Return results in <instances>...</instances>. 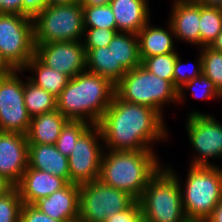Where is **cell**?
I'll return each mask as SVG.
<instances>
[{
    "label": "cell",
    "instance_id": "ee69618b",
    "mask_svg": "<svg viewBox=\"0 0 222 222\" xmlns=\"http://www.w3.org/2000/svg\"><path fill=\"white\" fill-rule=\"evenodd\" d=\"M202 5L205 6H213V7H221L222 8V0H196Z\"/></svg>",
    "mask_w": 222,
    "mask_h": 222
},
{
    "label": "cell",
    "instance_id": "d590c367",
    "mask_svg": "<svg viewBox=\"0 0 222 222\" xmlns=\"http://www.w3.org/2000/svg\"><path fill=\"white\" fill-rule=\"evenodd\" d=\"M105 222H145L142 217L141 207L136 200L128 209L108 217Z\"/></svg>",
    "mask_w": 222,
    "mask_h": 222
},
{
    "label": "cell",
    "instance_id": "74e56055",
    "mask_svg": "<svg viewBox=\"0 0 222 222\" xmlns=\"http://www.w3.org/2000/svg\"><path fill=\"white\" fill-rule=\"evenodd\" d=\"M23 0H0V14L22 15Z\"/></svg>",
    "mask_w": 222,
    "mask_h": 222
},
{
    "label": "cell",
    "instance_id": "ac0fdd59",
    "mask_svg": "<svg viewBox=\"0 0 222 222\" xmlns=\"http://www.w3.org/2000/svg\"><path fill=\"white\" fill-rule=\"evenodd\" d=\"M149 0H112L116 30L137 34L150 21Z\"/></svg>",
    "mask_w": 222,
    "mask_h": 222
},
{
    "label": "cell",
    "instance_id": "ab89813d",
    "mask_svg": "<svg viewBox=\"0 0 222 222\" xmlns=\"http://www.w3.org/2000/svg\"><path fill=\"white\" fill-rule=\"evenodd\" d=\"M14 188L15 185L12 182H10L6 177L0 175V197L5 196Z\"/></svg>",
    "mask_w": 222,
    "mask_h": 222
},
{
    "label": "cell",
    "instance_id": "83f0119b",
    "mask_svg": "<svg viewBox=\"0 0 222 222\" xmlns=\"http://www.w3.org/2000/svg\"><path fill=\"white\" fill-rule=\"evenodd\" d=\"M171 52L152 57H141V66L150 73L170 81L174 85V65L179 54Z\"/></svg>",
    "mask_w": 222,
    "mask_h": 222
},
{
    "label": "cell",
    "instance_id": "f6af8a7d",
    "mask_svg": "<svg viewBox=\"0 0 222 222\" xmlns=\"http://www.w3.org/2000/svg\"><path fill=\"white\" fill-rule=\"evenodd\" d=\"M73 2V0H50V5L69 4Z\"/></svg>",
    "mask_w": 222,
    "mask_h": 222
},
{
    "label": "cell",
    "instance_id": "f1b7e54d",
    "mask_svg": "<svg viewBox=\"0 0 222 222\" xmlns=\"http://www.w3.org/2000/svg\"><path fill=\"white\" fill-rule=\"evenodd\" d=\"M91 126L86 121L68 120L63 126L60 136L56 141L58 151L69 157L79 137Z\"/></svg>",
    "mask_w": 222,
    "mask_h": 222
},
{
    "label": "cell",
    "instance_id": "9a60e30c",
    "mask_svg": "<svg viewBox=\"0 0 222 222\" xmlns=\"http://www.w3.org/2000/svg\"><path fill=\"white\" fill-rule=\"evenodd\" d=\"M176 40L200 47V3L196 0H174L168 20Z\"/></svg>",
    "mask_w": 222,
    "mask_h": 222
},
{
    "label": "cell",
    "instance_id": "d4e9b609",
    "mask_svg": "<svg viewBox=\"0 0 222 222\" xmlns=\"http://www.w3.org/2000/svg\"><path fill=\"white\" fill-rule=\"evenodd\" d=\"M25 78L24 103L30 117L57 110V98Z\"/></svg>",
    "mask_w": 222,
    "mask_h": 222
},
{
    "label": "cell",
    "instance_id": "d6a6232c",
    "mask_svg": "<svg viewBox=\"0 0 222 222\" xmlns=\"http://www.w3.org/2000/svg\"><path fill=\"white\" fill-rule=\"evenodd\" d=\"M118 31L106 28H84L82 39L83 47L87 53L92 48L106 47Z\"/></svg>",
    "mask_w": 222,
    "mask_h": 222
},
{
    "label": "cell",
    "instance_id": "4fadbf2b",
    "mask_svg": "<svg viewBox=\"0 0 222 222\" xmlns=\"http://www.w3.org/2000/svg\"><path fill=\"white\" fill-rule=\"evenodd\" d=\"M35 56L47 67L70 78L86 70V52L82 41L35 44Z\"/></svg>",
    "mask_w": 222,
    "mask_h": 222
},
{
    "label": "cell",
    "instance_id": "5b68a950",
    "mask_svg": "<svg viewBox=\"0 0 222 222\" xmlns=\"http://www.w3.org/2000/svg\"><path fill=\"white\" fill-rule=\"evenodd\" d=\"M145 222H185L178 178L166 167L150 179L138 199Z\"/></svg>",
    "mask_w": 222,
    "mask_h": 222
},
{
    "label": "cell",
    "instance_id": "f35d334b",
    "mask_svg": "<svg viewBox=\"0 0 222 222\" xmlns=\"http://www.w3.org/2000/svg\"><path fill=\"white\" fill-rule=\"evenodd\" d=\"M206 222H222V200L214 207Z\"/></svg>",
    "mask_w": 222,
    "mask_h": 222
},
{
    "label": "cell",
    "instance_id": "52a82bcc",
    "mask_svg": "<svg viewBox=\"0 0 222 222\" xmlns=\"http://www.w3.org/2000/svg\"><path fill=\"white\" fill-rule=\"evenodd\" d=\"M35 44L58 41H82L84 35L81 2L49 5L34 18Z\"/></svg>",
    "mask_w": 222,
    "mask_h": 222
},
{
    "label": "cell",
    "instance_id": "603a6c76",
    "mask_svg": "<svg viewBox=\"0 0 222 222\" xmlns=\"http://www.w3.org/2000/svg\"><path fill=\"white\" fill-rule=\"evenodd\" d=\"M32 71L35 76L27 77L32 83L43 88L54 97H58L70 77L44 65L35 55L26 63L22 71Z\"/></svg>",
    "mask_w": 222,
    "mask_h": 222
},
{
    "label": "cell",
    "instance_id": "277c9868",
    "mask_svg": "<svg viewBox=\"0 0 222 222\" xmlns=\"http://www.w3.org/2000/svg\"><path fill=\"white\" fill-rule=\"evenodd\" d=\"M167 168L178 178L187 220L205 221L222 200V167L190 165L183 184L175 170Z\"/></svg>",
    "mask_w": 222,
    "mask_h": 222
},
{
    "label": "cell",
    "instance_id": "7a4b0ae2",
    "mask_svg": "<svg viewBox=\"0 0 222 222\" xmlns=\"http://www.w3.org/2000/svg\"><path fill=\"white\" fill-rule=\"evenodd\" d=\"M115 93V84L111 80L85 70L69 79L57 97V110L68 120L96 125Z\"/></svg>",
    "mask_w": 222,
    "mask_h": 222
},
{
    "label": "cell",
    "instance_id": "8fae6325",
    "mask_svg": "<svg viewBox=\"0 0 222 222\" xmlns=\"http://www.w3.org/2000/svg\"><path fill=\"white\" fill-rule=\"evenodd\" d=\"M186 131L191 146L197 152L191 166H218L209 159H222V125L211 114H203L195 109L189 113Z\"/></svg>",
    "mask_w": 222,
    "mask_h": 222
},
{
    "label": "cell",
    "instance_id": "5bb4252c",
    "mask_svg": "<svg viewBox=\"0 0 222 222\" xmlns=\"http://www.w3.org/2000/svg\"><path fill=\"white\" fill-rule=\"evenodd\" d=\"M28 145L26 135L0 131V175L15 186L28 167Z\"/></svg>",
    "mask_w": 222,
    "mask_h": 222
},
{
    "label": "cell",
    "instance_id": "3957f363",
    "mask_svg": "<svg viewBox=\"0 0 222 222\" xmlns=\"http://www.w3.org/2000/svg\"><path fill=\"white\" fill-rule=\"evenodd\" d=\"M154 151L105 150L99 180L107 186L126 191L138 200L150 179L163 166Z\"/></svg>",
    "mask_w": 222,
    "mask_h": 222
},
{
    "label": "cell",
    "instance_id": "1f68e13d",
    "mask_svg": "<svg viewBox=\"0 0 222 222\" xmlns=\"http://www.w3.org/2000/svg\"><path fill=\"white\" fill-rule=\"evenodd\" d=\"M22 205V199L16 187L0 197V222H19Z\"/></svg>",
    "mask_w": 222,
    "mask_h": 222
},
{
    "label": "cell",
    "instance_id": "ffe728a7",
    "mask_svg": "<svg viewBox=\"0 0 222 222\" xmlns=\"http://www.w3.org/2000/svg\"><path fill=\"white\" fill-rule=\"evenodd\" d=\"M150 22L137 33L140 57L176 52L174 45L176 38L170 22L166 28L153 26Z\"/></svg>",
    "mask_w": 222,
    "mask_h": 222
},
{
    "label": "cell",
    "instance_id": "bcb514c9",
    "mask_svg": "<svg viewBox=\"0 0 222 222\" xmlns=\"http://www.w3.org/2000/svg\"><path fill=\"white\" fill-rule=\"evenodd\" d=\"M185 222H206L204 220H186Z\"/></svg>",
    "mask_w": 222,
    "mask_h": 222
},
{
    "label": "cell",
    "instance_id": "7dc6e473",
    "mask_svg": "<svg viewBox=\"0 0 222 222\" xmlns=\"http://www.w3.org/2000/svg\"><path fill=\"white\" fill-rule=\"evenodd\" d=\"M74 2H82L83 0H73Z\"/></svg>",
    "mask_w": 222,
    "mask_h": 222
},
{
    "label": "cell",
    "instance_id": "836d02e7",
    "mask_svg": "<svg viewBox=\"0 0 222 222\" xmlns=\"http://www.w3.org/2000/svg\"><path fill=\"white\" fill-rule=\"evenodd\" d=\"M196 64L189 65L192 66V68L183 64L182 59L178 55L175 65H174V86L178 89L181 87L184 83L189 82L190 80L200 76L202 74V56L201 52H199L197 57ZM188 68V69H187Z\"/></svg>",
    "mask_w": 222,
    "mask_h": 222
},
{
    "label": "cell",
    "instance_id": "9c48e42d",
    "mask_svg": "<svg viewBox=\"0 0 222 222\" xmlns=\"http://www.w3.org/2000/svg\"><path fill=\"white\" fill-rule=\"evenodd\" d=\"M136 199L129 193L103 184L99 179L80 185L78 222H105L128 209Z\"/></svg>",
    "mask_w": 222,
    "mask_h": 222
},
{
    "label": "cell",
    "instance_id": "7402d4cb",
    "mask_svg": "<svg viewBox=\"0 0 222 222\" xmlns=\"http://www.w3.org/2000/svg\"><path fill=\"white\" fill-rule=\"evenodd\" d=\"M114 55V66L124 75L141 65L137 34L117 32L108 44Z\"/></svg>",
    "mask_w": 222,
    "mask_h": 222
},
{
    "label": "cell",
    "instance_id": "b9f144b4",
    "mask_svg": "<svg viewBox=\"0 0 222 222\" xmlns=\"http://www.w3.org/2000/svg\"><path fill=\"white\" fill-rule=\"evenodd\" d=\"M210 47L222 53V30L217 35V38L211 43Z\"/></svg>",
    "mask_w": 222,
    "mask_h": 222
},
{
    "label": "cell",
    "instance_id": "30bf717a",
    "mask_svg": "<svg viewBox=\"0 0 222 222\" xmlns=\"http://www.w3.org/2000/svg\"><path fill=\"white\" fill-rule=\"evenodd\" d=\"M103 148L105 146L99 126L91 125L79 137L68 157L70 183L82 185L99 179Z\"/></svg>",
    "mask_w": 222,
    "mask_h": 222
},
{
    "label": "cell",
    "instance_id": "44dd1931",
    "mask_svg": "<svg viewBox=\"0 0 222 222\" xmlns=\"http://www.w3.org/2000/svg\"><path fill=\"white\" fill-rule=\"evenodd\" d=\"M67 121L58 110L32 117L26 134L28 144H56Z\"/></svg>",
    "mask_w": 222,
    "mask_h": 222
},
{
    "label": "cell",
    "instance_id": "4dcf8cb0",
    "mask_svg": "<svg viewBox=\"0 0 222 222\" xmlns=\"http://www.w3.org/2000/svg\"><path fill=\"white\" fill-rule=\"evenodd\" d=\"M82 7L84 28L116 29L114 14L109 4Z\"/></svg>",
    "mask_w": 222,
    "mask_h": 222
},
{
    "label": "cell",
    "instance_id": "7c38bea8",
    "mask_svg": "<svg viewBox=\"0 0 222 222\" xmlns=\"http://www.w3.org/2000/svg\"><path fill=\"white\" fill-rule=\"evenodd\" d=\"M22 70H13L0 76V131L26 135L31 117L24 103Z\"/></svg>",
    "mask_w": 222,
    "mask_h": 222
},
{
    "label": "cell",
    "instance_id": "cb8c5ba5",
    "mask_svg": "<svg viewBox=\"0 0 222 222\" xmlns=\"http://www.w3.org/2000/svg\"><path fill=\"white\" fill-rule=\"evenodd\" d=\"M86 70L106 77L115 85L123 78V74L114 66L112 48H92L86 53Z\"/></svg>",
    "mask_w": 222,
    "mask_h": 222
},
{
    "label": "cell",
    "instance_id": "d6986e66",
    "mask_svg": "<svg viewBox=\"0 0 222 222\" xmlns=\"http://www.w3.org/2000/svg\"><path fill=\"white\" fill-rule=\"evenodd\" d=\"M28 166L64 178L69 183L68 157L62 155L55 144H29Z\"/></svg>",
    "mask_w": 222,
    "mask_h": 222
},
{
    "label": "cell",
    "instance_id": "6da1fadb",
    "mask_svg": "<svg viewBox=\"0 0 222 222\" xmlns=\"http://www.w3.org/2000/svg\"><path fill=\"white\" fill-rule=\"evenodd\" d=\"M164 116L157 110L121 100L116 94L98 122L105 150H154L168 137Z\"/></svg>",
    "mask_w": 222,
    "mask_h": 222
},
{
    "label": "cell",
    "instance_id": "e575fe53",
    "mask_svg": "<svg viewBox=\"0 0 222 222\" xmlns=\"http://www.w3.org/2000/svg\"><path fill=\"white\" fill-rule=\"evenodd\" d=\"M19 222H66L53 219L41 212L33 204H23L20 210Z\"/></svg>",
    "mask_w": 222,
    "mask_h": 222
},
{
    "label": "cell",
    "instance_id": "ba28073f",
    "mask_svg": "<svg viewBox=\"0 0 222 222\" xmlns=\"http://www.w3.org/2000/svg\"><path fill=\"white\" fill-rule=\"evenodd\" d=\"M0 54L13 70H23L35 55L33 18L0 14Z\"/></svg>",
    "mask_w": 222,
    "mask_h": 222
},
{
    "label": "cell",
    "instance_id": "e0dca14e",
    "mask_svg": "<svg viewBox=\"0 0 222 222\" xmlns=\"http://www.w3.org/2000/svg\"><path fill=\"white\" fill-rule=\"evenodd\" d=\"M67 184L64 178L28 166L15 187L19 191L23 204H34L39 199L64 188Z\"/></svg>",
    "mask_w": 222,
    "mask_h": 222
},
{
    "label": "cell",
    "instance_id": "f546056e",
    "mask_svg": "<svg viewBox=\"0 0 222 222\" xmlns=\"http://www.w3.org/2000/svg\"><path fill=\"white\" fill-rule=\"evenodd\" d=\"M202 56V74L214 82L222 94V53L210 46L199 49Z\"/></svg>",
    "mask_w": 222,
    "mask_h": 222
},
{
    "label": "cell",
    "instance_id": "60d3db41",
    "mask_svg": "<svg viewBox=\"0 0 222 222\" xmlns=\"http://www.w3.org/2000/svg\"><path fill=\"white\" fill-rule=\"evenodd\" d=\"M112 0H83L82 6H102L110 4Z\"/></svg>",
    "mask_w": 222,
    "mask_h": 222
},
{
    "label": "cell",
    "instance_id": "2e32d148",
    "mask_svg": "<svg viewBox=\"0 0 222 222\" xmlns=\"http://www.w3.org/2000/svg\"><path fill=\"white\" fill-rule=\"evenodd\" d=\"M80 185L68 183L64 188L39 199L33 205L49 217L66 222H78Z\"/></svg>",
    "mask_w": 222,
    "mask_h": 222
},
{
    "label": "cell",
    "instance_id": "8d00e7d4",
    "mask_svg": "<svg viewBox=\"0 0 222 222\" xmlns=\"http://www.w3.org/2000/svg\"><path fill=\"white\" fill-rule=\"evenodd\" d=\"M50 5V0H23L22 16L34 18L42 9Z\"/></svg>",
    "mask_w": 222,
    "mask_h": 222
},
{
    "label": "cell",
    "instance_id": "8992f818",
    "mask_svg": "<svg viewBox=\"0 0 222 222\" xmlns=\"http://www.w3.org/2000/svg\"><path fill=\"white\" fill-rule=\"evenodd\" d=\"M115 92L121 100L148 106L162 116L165 104L176 103L178 96L177 88L170 81L150 73L141 65L124 74L115 85Z\"/></svg>",
    "mask_w": 222,
    "mask_h": 222
},
{
    "label": "cell",
    "instance_id": "4316f807",
    "mask_svg": "<svg viewBox=\"0 0 222 222\" xmlns=\"http://www.w3.org/2000/svg\"><path fill=\"white\" fill-rule=\"evenodd\" d=\"M177 103L180 104L182 101L186 100L185 90L192 91L193 98L199 99H222V94L218 91L214 82L210 80L204 74L190 80L189 82L184 83L178 89ZM200 90V91H199ZM185 98V99H184Z\"/></svg>",
    "mask_w": 222,
    "mask_h": 222
},
{
    "label": "cell",
    "instance_id": "7bdbcfd3",
    "mask_svg": "<svg viewBox=\"0 0 222 222\" xmlns=\"http://www.w3.org/2000/svg\"><path fill=\"white\" fill-rule=\"evenodd\" d=\"M13 71V69L3 60L0 54V76Z\"/></svg>",
    "mask_w": 222,
    "mask_h": 222
},
{
    "label": "cell",
    "instance_id": "484cf974",
    "mask_svg": "<svg viewBox=\"0 0 222 222\" xmlns=\"http://www.w3.org/2000/svg\"><path fill=\"white\" fill-rule=\"evenodd\" d=\"M200 48L210 46L222 30V8L200 3Z\"/></svg>",
    "mask_w": 222,
    "mask_h": 222
}]
</instances>
